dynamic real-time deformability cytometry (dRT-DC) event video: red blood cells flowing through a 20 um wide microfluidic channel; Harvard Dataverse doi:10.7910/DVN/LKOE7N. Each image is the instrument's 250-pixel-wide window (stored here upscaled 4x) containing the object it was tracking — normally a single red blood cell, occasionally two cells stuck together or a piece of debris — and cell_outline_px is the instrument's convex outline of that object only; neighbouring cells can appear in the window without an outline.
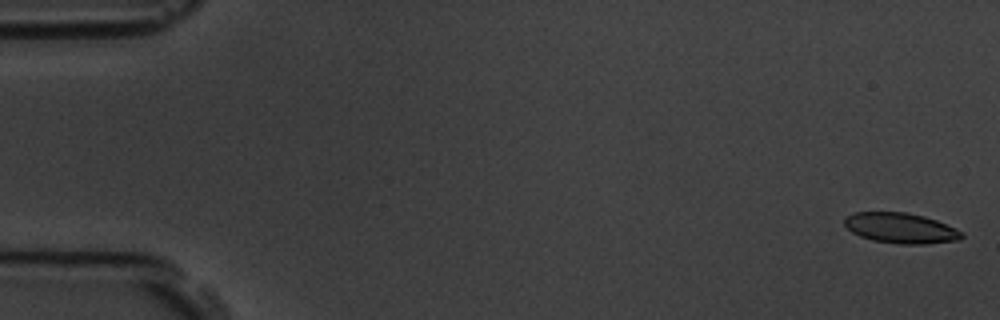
{"species": "common noctule bat (a hibernating species)", "species_latin": "Nyctalus noctula", "temperature_condition": "room temperature", "stored_images_in_passage": 11, "camera_frame_rate_fps": 3000, "um_per_image_px": 0.085, "animal": {"sex": "male", "body_mass_g": 19.5, "forearm_length_mm": 54.6}, "frame": {"image": 1, "passage_image": 1, "time_ms": 0.0, "image_size_px": [1000, 320], "cell_outline_px": [[964, 236], [960, 240], [924, 244], [900, 244], [872, 240], [860, 236], [852, 232], [844, 224], [844, 216], [856, 212], [908, 212], [924, 216], [936, 220], [956, 228], [964, 232]], "centroid_in_image_um": [76.58, 19.38], "position_along_channel_um": 8.4, "area_um2": 20.92}}
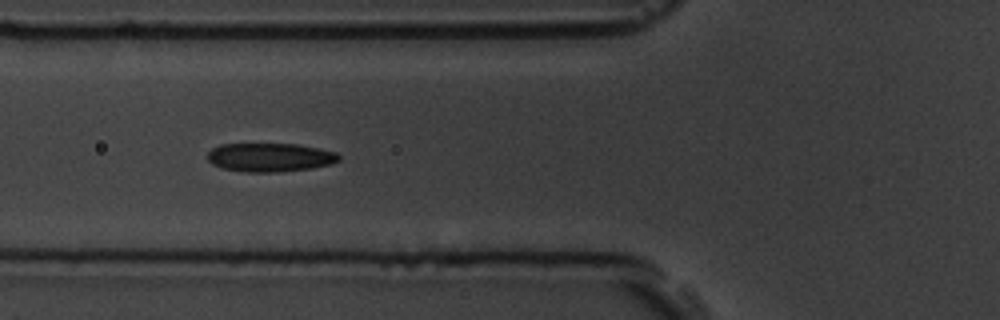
{"frame": {"image": 2, "passage_image": 6, "time_ms": 6.333, "image_size_px": [1000, 320], "cell_outline_px": [[340, 160], [332, 164], [312, 168], [276, 172], [248, 172], [220, 168], [212, 164], [208, 160], [208, 152], [212, 148], [220, 144], [296, 144], [320, 148], [336, 152], [340, 156]], "centroid_in_image_um": [22.96, 13.37], "position_along_channel_um": 102.8, "area_um2": 22.08}}
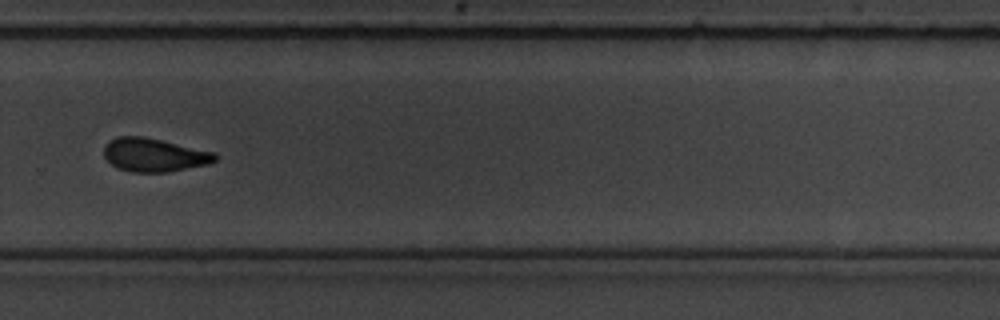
{"frame": {"image": 3, "passage_image": 11, "time_ms": 12.0, "image_size_px": [1000, 320], "cell_outline_px": [[216, 160], [208, 164], [168, 172], [132, 172], [116, 168], [104, 156], [104, 144], [108, 140], [116, 136], [140, 136], [160, 140], [216, 152]], "centroid_in_image_um": [13.07, 13.17], "position_along_channel_um": 316.7, "area_um2": 21.68}}